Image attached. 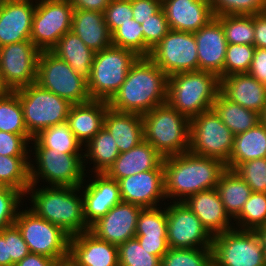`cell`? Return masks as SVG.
Returning a JSON list of instances; mask_svg holds the SVG:
<instances>
[{
    "mask_svg": "<svg viewBox=\"0 0 266 266\" xmlns=\"http://www.w3.org/2000/svg\"><path fill=\"white\" fill-rule=\"evenodd\" d=\"M253 231L256 234V236L259 238L261 247L263 249L264 262L266 266V224L255 228Z\"/></svg>",
    "mask_w": 266,
    "mask_h": 266,
    "instance_id": "59",
    "label": "cell"
},
{
    "mask_svg": "<svg viewBox=\"0 0 266 266\" xmlns=\"http://www.w3.org/2000/svg\"><path fill=\"white\" fill-rule=\"evenodd\" d=\"M214 17L254 15L266 11V0H210Z\"/></svg>",
    "mask_w": 266,
    "mask_h": 266,
    "instance_id": "44",
    "label": "cell"
},
{
    "mask_svg": "<svg viewBox=\"0 0 266 266\" xmlns=\"http://www.w3.org/2000/svg\"><path fill=\"white\" fill-rule=\"evenodd\" d=\"M0 131L22 135L28 142L33 139L27 131L22 106L14 91L0 95Z\"/></svg>",
    "mask_w": 266,
    "mask_h": 266,
    "instance_id": "36",
    "label": "cell"
},
{
    "mask_svg": "<svg viewBox=\"0 0 266 266\" xmlns=\"http://www.w3.org/2000/svg\"><path fill=\"white\" fill-rule=\"evenodd\" d=\"M220 79L219 92L230 101L260 114L266 106V85L249 73L228 75Z\"/></svg>",
    "mask_w": 266,
    "mask_h": 266,
    "instance_id": "24",
    "label": "cell"
},
{
    "mask_svg": "<svg viewBox=\"0 0 266 266\" xmlns=\"http://www.w3.org/2000/svg\"><path fill=\"white\" fill-rule=\"evenodd\" d=\"M86 149L83 157L93 160L95 173H106L120 154L116 141L105 127L87 143Z\"/></svg>",
    "mask_w": 266,
    "mask_h": 266,
    "instance_id": "34",
    "label": "cell"
},
{
    "mask_svg": "<svg viewBox=\"0 0 266 266\" xmlns=\"http://www.w3.org/2000/svg\"><path fill=\"white\" fill-rule=\"evenodd\" d=\"M184 203L200 219L203 227L214 237L232 228L217 189H207L190 196Z\"/></svg>",
    "mask_w": 266,
    "mask_h": 266,
    "instance_id": "25",
    "label": "cell"
},
{
    "mask_svg": "<svg viewBox=\"0 0 266 266\" xmlns=\"http://www.w3.org/2000/svg\"><path fill=\"white\" fill-rule=\"evenodd\" d=\"M168 77L199 70L194 33L169 30L148 56Z\"/></svg>",
    "mask_w": 266,
    "mask_h": 266,
    "instance_id": "14",
    "label": "cell"
},
{
    "mask_svg": "<svg viewBox=\"0 0 266 266\" xmlns=\"http://www.w3.org/2000/svg\"><path fill=\"white\" fill-rule=\"evenodd\" d=\"M260 122L266 127V106L262 110V112L259 114Z\"/></svg>",
    "mask_w": 266,
    "mask_h": 266,
    "instance_id": "62",
    "label": "cell"
},
{
    "mask_svg": "<svg viewBox=\"0 0 266 266\" xmlns=\"http://www.w3.org/2000/svg\"><path fill=\"white\" fill-rule=\"evenodd\" d=\"M27 159L28 156L0 155V186L12 187L25 194L31 184Z\"/></svg>",
    "mask_w": 266,
    "mask_h": 266,
    "instance_id": "35",
    "label": "cell"
},
{
    "mask_svg": "<svg viewBox=\"0 0 266 266\" xmlns=\"http://www.w3.org/2000/svg\"><path fill=\"white\" fill-rule=\"evenodd\" d=\"M34 187L35 185H30L26 191L28 194L32 192L31 211L61 227L70 236L89 231L90 227L84 218L83 198L75 194L81 190V186H51L36 191Z\"/></svg>",
    "mask_w": 266,
    "mask_h": 266,
    "instance_id": "3",
    "label": "cell"
},
{
    "mask_svg": "<svg viewBox=\"0 0 266 266\" xmlns=\"http://www.w3.org/2000/svg\"><path fill=\"white\" fill-rule=\"evenodd\" d=\"M144 140L164 158L189 150L190 119L167 103L142 115Z\"/></svg>",
    "mask_w": 266,
    "mask_h": 266,
    "instance_id": "5",
    "label": "cell"
},
{
    "mask_svg": "<svg viewBox=\"0 0 266 266\" xmlns=\"http://www.w3.org/2000/svg\"><path fill=\"white\" fill-rule=\"evenodd\" d=\"M220 90L219 77L208 71H190L168 77L166 103L191 119L212 109Z\"/></svg>",
    "mask_w": 266,
    "mask_h": 266,
    "instance_id": "4",
    "label": "cell"
},
{
    "mask_svg": "<svg viewBox=\"0 0 266 266\" xmlns=\"http://www.w3.org/2000/svg\"><path fill=\"white\" fill-rule=\"evenodd\" d=\"M163 169L166 198L180 197L179 202H184L195 193L215 189L227 168L218 159L187 151L164 158Z\"/></svg>",
    "mask_w": 266,
    "mask_h": 266,
    "instance_id": "2",
    "label": "cell"
},
{
    "mask_svg": "<svg viewBox=\"0 0 266 266\" xmlns=\"http://www.w3.org/2000/svg\"><path fill=\"white\" fill-rule=\"evenodd\" d=\"M0 233L5 240H8L9 256L15 265L30 253L28 245L15 224L4 228Z\"/></svg>",
    "mask_w": 266,
    "mask_h": 266,
    "instance_id": "50",
    "label": "cell"
},
{
    "mask_svg": "<svg viewBox=\"0 0 266 266\" xmlns=\"http://www.w3.org/2000/svg\"><path fill=\"white\" fill-rule=\"evenodd\" d=\"M214 266H265L263 249L253 230L231 229L215 235Z\"/></svg>",
    "mask_w": 266,
    "mask_h": 266,
    "instance_id": "12",
    "label": "cell"
},
{
    "mask_svg": "<svg viewBox=\"0 0 266 266\" xmlns=\"http://www.w3.org/2000/svg\"><path fill=\"white\" fill-rule=\"evenodd\" d=\"M138 58L135 52L113 45L95 52L90 77L87 80L91 99L108 102L119 90Z\"/></svg>",
    "mask_w": 266,
    "mask_h": 266,
    "instance_id": "6",
    "label": "cell"
},
{
    "mask_svg": "<svg viewBox=\"0 0 266 266\" xmlns=\"http://www.w3.org/2000/svg\"><path fill=\"white\" fill-rule=\"evenodd\" d=\"M113 46L129 49L139 57H148L151 49L144 42L143 26L130 19L111 34Z\"/></svg>",
    "mask_w": 266,
    "mask_h": 266,
    "instance_id": "38",
    "label": "cell"
},
{
    "mask_svg": "<svg viewBox=\"0 0 266 266\" xmlns=\"http://www.w3.org/2000/svg\"><path fill=\"white\" fill-rule=\"evenodd\" d=\"M243 230H254L266 224V193L252 192L240 214L235 218ZM244 226V227H243Z\"/></svg>",
    "mask_w": 266,
    "mask_h": 266,
    "instance_id": "41",
    "label": "cell"
},
{
    "mask_svg": "<svg viewBox=\"0 0 266 266\" xmlns=\"http://www.w3.org/2000/svg\"><path fill=\"white\" fill-rule=\"evenodd\" d=\"M36 83L59 97L67 99L71 104H82L92 100L88 92L87 80L51 51L40 52Z\"/></svg>",
    "mask_w": 266,
    "mask_h": 266,
    "instance_id": "8",
    "label": "cell"
},
{
    "mask_svg": "<svg viewBox=\"0 0 266 266\" xmlns=\"http://www.w3.org/2000/svg\"><path fill=\"white\" fill-rule=\"evenodd\" d=\"M123 202L141 208H155L160 199H166L164 170H148L118 180Z\"/></svg>",
    "mask_w": 266,
    "mask_h": 266,
    "instance_id": "18",
    "label": "cell"
},
{
    "mask_svg": "<svg viewBox=\"0 0 266 266\" xmlns=\"http://www.w3.org/2000/svg\"><path fill=\"white\" fill-rule=\"evenodd\" d=\"M14 92L19 97L27 131L33 138L40 131L67 121L72 104L36 82Z\"/></svg>",
    "mask_w": 266,
    "mask_h": 266,
    "instance_id": "7",
    "label": "cell"
},
{
    "mask_svg": "<svg viewBox=\"0 0 266 266\" xmlns=\"http://www.w3.org/2000/svg\"><path fill=\"white\" fill-rule=\"evenodd\" d=\"M164 157L143 140L127 152L120 153L106 174L118 181L148 170H164Z\"/></svg>",
    "mask_w": 266,
    "mask_h": 266,
    "instance_id": "26",
    "label": "cell"
},
{
    "mask_svg": "<svg viewBox=\"0 0 266 266\" xmlns=\"http://www.w3.org/2000/svg\"><path fill=\"white\" fill-rule=\"evenodd\" d=\"M212 109L234 135L243 133L260 122L257 112L230 101L220 92L216 96Z\"/></svg>",
    "mask_w": 266,
    "mask_h": 266,
    "instance_id": "33",
    "label": "cell"
},
{
    "mask_svg": "<svg viewBox=\"0 0 266 266\" xmlns=\"http://www.w3.org/2000/svg\"><path fill=\"white\" fill-rule=\"evenodd\" d=\"M24 194L12 187L0 186V232L14 224L18 204Z\"/></svg>",
    "mask_w": 266,
    "mask_h": 266,
    "instance_id": "47",
    "label": "cell"
},
{
    "mask_svg": "<svg viewBox=\"0 0 266 266\" xmlns=\"http://www.w3.org/2000/svg\"><path fill=\"white\" fill-rule=\"evenodd\" d=\"M37 170L30 163V185H36L40 177L51 186H83L84 161L81 154H63L55 149L42 147L34 138Z\"/></svg>",
    "mask_w": 266,
    "mask_h": 266,
    "instance_id": "11",
    "label": "cell"
},
{
    "mask_svg": "<svg viewBox=\"0 0 266 266\" xmlns=\"http://www.w3.org/2000/svg\"><path fill=\"white\" fill-rule=\"evenodd\" d=\"M28 141L18 134L0 131L1 156H27Z\"/></svg>",
    "mask_w": 266,
    "mask_h": 266,
    "instance_id": "51",
    "label": "cell"
},
{
    "mask_svg": "<svg viewBox=\"0 0 266 266\" xmlns=\"http://www.w3.org/2000/svg\"><path fill=\"white\" fill-rule=\"evenodd\" d=\"M36 2L30 40L40 51H50L71 30L74 8L67 0Z\"/></svg>",
    "mask_w": 266,
    "mask_h": 266,
    "instance_id": "13",
    "label": "cell"
},
{
    "mask_svg": "<svg viewBox=\"0 0 266 266\" xmlns=\"http://www.w3.org/2000/svg\"><path fill=\"white\" fill-rule=\"evenodd\" d=\"M95 175L97 178L83 191L84 218L89 227L122 201L118 181L106 173Z\"/></svg>",
    "mask_w": 266,
    "mask_h": 266,
    "instance_id": "23",
    "label": "cell"
},
{
    "mask_svg": "<svg viewBox=\"0 0 266 266\" xmlns=\"http://www.w3.org/2000/svg\"><path fill=\"white\" fill-rule=\"evenodd\" d=\"M0 266H15L9 256L8 240L0 233Z\"/></svg>",
    "mask_w": 266,
    "mask_h": 266,
    "instance_id": "58",
    "label": "cell"
},
{
    "mask_svg": "<svg viewBox=\"0 0 266 266\" xmlns=\"http://www.w3.org/2000/svg\"><path fill=\"white\" fill-rule=\"evenodd\" d=\"M167 84L168 76L149 57H139L108 105L120 112L143 115L166 103Z\"/></svg>",
    "mask_w": 266,
    "mask_h": 266,
    "instance_id": "1",
    "label": "cell"
},
{
    "mask_svg": "<svg viewBox=\"0 0 266 266\" xmlns=\"http://www.w3.org/2000/svg\"><path fill=\"white\" fill-rule=\"evenodd\" d=\"M136 235L167 236V211L143 208L137 220Z\"/></svg>",
    "mask_w": 266,
    "mask_h": 266,
    "instance_id": "45",
    "label": "cell"
},
{
    "mask_svg": "<svg viewBox=\"0 0 266 266\" xmlns=\"http://www.w3.org/2000/svg\"><path fill=\"white\" fill-rule=\"evenodd\" d=\"M108 102L104 100H91L82 104H72L67 124L76 139L86 144L104 127Z\"/></svg>",
    "mask_w": 266,
    "mask_h": 266,
    "instance_id": "27",
    "label": "cell"
},
{
    "mask_svg": "<svg viewBox=\"0 0 266 266\" xmlns=\"http://www.w3.org/2000/svg\"><path fill=\"white\" fill-rule=\"evenodd\" d=\"M142 209L140 206L121 201L95 221L89 231L99 239L119 246L135 238L137 220Z\"/></svg>",
    "mask_w": 266,
    "mask_h": 266,
    "instance_id": "17",
    "label": "cell"
},
{
    "mask_svg": "<svg viewBox=\"0 0 266 266\" xmlns=\"http://www.w3.org/2000/svg\"><path fill=\"white\" fill-rule=\"evenodd\" d=\"M57 262V259H53L45 255L29 253L15 266H55Z\"/></svg>",
    "mask_w": 266,
    "mask_h": 266,
    "instance_id": "57",
    "label": "cell"
},
{
    "mask_svg": "<svg viewBox=\"0 0 266 266\" xmlns=\"http://www.w3.org/2000/svg\"><path fill=\"white\" fill-rule=\"evenodd\" d=\"M68 259L75 266H119L118 246L85 231L70 237Z\"/></svg>",
    "mask_w": 266,
    "mask_h": 266,
    "instance_id": "19",
    "label": "cell"
},
{
    "mask_svg": "<svg viewBox=\"0 0 266 266\" xmlns=\"http://www.w3.org/2000/svg\"><path fill=\"white\" fill-rule=\"evenodd\" d=\"M257 48H266V11L254 14V42Z\"/></svg>",
    "mask_w": 266,
    "mask_h": 266,
    "instance_id": "55",
    "label": "cell"
},
{
    "mask_svg": "<svg viewBox=\"0 0 266 266\" xmlns=\"http://www.w3.org/2000/svg\"><path fill=\"white\" fill-rule=\"evenodd\" d=\"M141 25L143 26L144 42L151 50L170 30L163 8L151 18L143 21Z\"/></svg>",
    "mask_w": 266,
    "mask_h": 266,
    "instance_id": "48",
    "label": "cell"
},
{
    "mask_svg": "<svg viewBox=\"0 0 266 266\" xmlns=\"http://www.w3.org/2000/svg\"><path fill=\"white\" fill-rule=\"evenodd\" d=\"M32 0H3L0 5V47L30 40L36 4Z\"/></svg>",
    "mask_w": 266,
    "mask_h": 266,
    "instance_id": "21",
    "label": "cell"
},
{
    "mask_svg": "<svg viewBox=\"0 0 266 266\" xmlns=\"http://www.w3.org/2000/svg\"><path fill=\"white\" fill-rule=\"evenodd\" d=\"M248 73L266 85V48L256 47Z\"/></svg>",
    "mask_w": 266,
    "mask_h": 266,
    "instance_id": "54",
    "label": "cell"
},
{
    "mask_svg": "<svg viewBox=\"0 0 266 266\" xmlns=\"http://www.w3.org/2000/svg\"><path fill=\"white\" fill-rule=\"evenodd\" d=\"M135 238L150 254L158 256L160 259L169 250L167 236L136 235Z\"/></svg>",
    "mask_w": 266,
    "mask_h": 266,
    "instance_id": "53",
    "label": "cell"
},
{
    "mask_svg": "<svg viewBox=\"0 0 266 266\" xmlns=\"http://www.w3.org/2000/svg\"><path fill=\"white\" fill-rule=\"evenodd\" d=\"M55 266H75L69 259L58 261Z\"/></svg>",
    "mask_w": 266,
    "mask_h": 266,
    "instance_id": "60",
    "label": "cell"
},
{
    "mask_svg": "<svg viewBox=\"0 0 266 266\" xmlns=\"http://www.w3.org/2000/svg\"><path fill=\"white\" fill-rule=\"evenodd\" d=\"M50 51L67 62L78 75L89 79L95 52L73 31L66 32Z\"/></svg>",
    "mask_w": 266,
    "mask_h": 266,
    "instance_id": "30",
    "label": "cell"
},
{
    "mask_svg": "<svg viewBox=\"0 0 266 266\" xmlns=\"http://www.w3.org/2000/svg\"><path fill=\"white\" fill-rule=\"evenodd\" d=\"M133 19L139 24L151 18L162 8V0H130Z\"/></svg>",
    "mask_w": 266,
    "mask_h": 266,
    "instance_id": "52",
    "label": "cell"
},
{
    "mask_svg": "<svg viewBox=\"0 0 266 266\" xmlns=\"http://www.w3.org/2000/svg\"><path fill=\"white\" fill-rule=\"evenodd\" d=\"M71 31L94 52L112 45L111 34L102 12L74 9Z\"/></svg>",
    "mask_w": 266,
    "mask_h": 266,
    "instance_id": "29",
    "label": "cell"
},
{
    "mask_svg": "<svg viewBox=\"0 0 266 266\" xmlns=\"http://www.w3.org/2000/svg\"><path fill=\"white\" fill-rule=\"evenodd\" d=\"M229 44L253 45L254 15H223L216 17Z\"/></svg>",
    "mask_w": 266,
    "mask_h": 266,
    "instance_id": "39",
    "label": "cell"
},
{
    "mask_svg": "<svg viewBox=\"0 0 266 266\" xmlns=\"http://www.w3.org/2000/svg\"><path fill=\"white\" fill-rule=\"evenodd\" d=\"M119 266H161V259L150 254L136 238L118 246Z\"/></svg>",
    "mask_w": 266,
    "mask_h": 266,
    "instance_id": "42",
    "label": "cell"
},
{
    "mask_svg": "<svg viewBox=\"0 0 266 266\" xmlns=\"http://www.w3.org/2000/svg\"><path fill=\"white\" fill-rule=\"evenodd\" d=\"M173 203L166 207L169 248H212L213 237L203 227L200 219L186 203Z\"/></svg>",
    "mask_w": 266,
    "mask_h": 266,
    "instance_id": "16",
    "label": "cell"
},
{
    "mask_svg": "<svg viewBox=\"0 0 266 266\" xmlns=\"http://www.w3.org/2000/svg\"><path fill=\"white\" fill-rule=\"evenodd\" d=\"M255 49L254 45L228 43L223 78L232 74L248 73Z\"/></svg>",
    "mask_w": 266,
    "mask_h": 266,
    "instance_id": "43",
    "label": "cell"
},
{
    "mask_svg": "<svg viewBox=\"0 0 266 266\" xmlns=\"http://www.w3.org/2000/svg\"><path fill=\"white\" fill-rule=\"evenodd\" d=\"M266 158V127L259 122L251 129L234 137L233 151L227 169L235 170L241 163Z\"/></svg>",
    "mask_w": 266,
    "mask_h": 266,
    "instance_id": "31",
    "label": "cell"
},
{
    "mask_svg": "<svg viewBox=\"0 0 266 266\" xmlns=\"http://www.w3.org/2000/svg\"><path fill=\"white\" fill-rule=\"evenodd\" d=\"M197 45L199 70L208 71L223 78V68L228 42L221 22L212 18L194 33Z\"/></svg>",
    "mask_w": 266,
    "mask_h": 266,
    "instance_id": "20",
    "label": "cell"
},
{
    "mask_svg": "<svg viewBox=\"0 0 266 266\" xmlns=\"http://www.w3.org/2000/svg\"><path fill=\"white\" fill-rule=\"evenodd\" d=\"M171 30L195 33L214 18L210 0H162Z\"/></svg>",
    "mask_w": 266,
    "mask_h": 266,
    "instance_id": "22",
    "label": "cell"
},
{
    "mask_svg": "<svg viewBox=\"0 0 266 266\" xmlns=\"http://www.w3.org/2000/svg\"><path fill=\"white\" fill-rule=\"evenodd\" d=\"M234 171L247 183L252 192L266 193V158L241 163Z\"/></svg>",
    "mask_w": 266,
    "mask_h": 266,
    "instance_id": "46",
    "label": "cell"
},
{
    "mask_svg": "<svg viewBox=\"0 0 266 266\" xmlns=\"http://www.w3.org/2000/svg\"><path fill=\"white\" fill-rule=\"evenodd\" d=\"M104 127L116 141L120 153L131 150L144 140L143 119L138 113L120 112L108 107Z\"/></svg>",
    "mask_w": 266,
    "mask_h": 266,
    "instance_id": "28",
    "label": "cell"
},
{
    "mask_svg": "<svg viewBox=\"0 0 266 266\" xmlns=\"http://www.w3.org/2000/svg\"><path fill=\"white\" fill-rule=\"evenodd\" d=\"M34 139L44 148L55 149L63 154H80L82 144L76 139L67 122L40 131Z\"/></svg>",
    "mask_w": 266,
    "mask_h": 266,
    "instance_id": "37",
    "label": "cell"
},
{
    "mask_svg": "<svg viewBox=\"0 0 266 266\" xmlns=\"http://www.w3.org/2000/svg\"><path fill=\"white\" fill-rule=\"evenodd\" d=\"M75 10H91L104 13L111 0H67Z\"/></svg>",
    "mask_w": 266,
    "mask_h": 266,
    "instance_id": "56",
    "label": "cell"
},
{
    "mask_svg": "<svg viewBox=\"0 0 266 266\" xmlns=\"http://www.w3.org/2000/svg\"><path fill=\"white\" fill-rule=\"evenodd\" d=\"M40 52L31 40L0 47L1 78L9 91L36 82Z\"/></svg>",
    "mask_w": 266,
    "mask_h": 266,
    "instance_id": "15",
    "label": "cell"
},
{
    "mask_svg": "<svg viewBox=\"0 0 266 266\" xmlns=\"http://www.w3.org/2000/svg\"><path fill=\"white\" fill-rule=\"evenodd\" d=\"M216 189L220 195L226 213L236 218L252 190L247 183L234 171L226 169L220 176Z\"/></svg>",
    "mask_w": 266,
    "mask_h": 266,
    "instance_id": "32",
    "label": "cell"
},
{
    "mask_svg": "<svg viewBox=\"0 0 266 266\" xmlns=\"http://www.w3.org/2000/svg\"><path fill=\"white\" fill-rule=\"evenodd\" d=\"M105 22L110 34L122 24L133 19L130 0H111L104 11Z\"/></svg>",
    "mask_w": 266,
    "mask_h": 266,
    "instance_id": "49",
    "label": "cell"
},
{
    "mask_svg": "<svg viewBox=\"0 0 266 266\" xmlns=\"http://www.w3.org/2000/svg\"><path fill=\"white\" fill-rule=\"evenodd\" d=\"M161 266H214L212 248H169Z\"/></svg>",
    "mask_w": 266,
    "mask_h": 266,
    "instance_id": "40",
    "label": "cell"
},
{
    "mask_svg": "<svg viewBox=\"0 0 266 266\" xmlns=\"http://www.w3.org/2000/svg\"><path fill=\"white\" fill-rule=\"evenodd\" d=\"M14 224L28 245L30 253L62 261L69 257L70 235L61 227L36 215L33 211L18 212Z\"/></svg>",
    "mask_w": 266,
    "mask_h": 266,
    "instance_id": "10",
    "label": "cell"
},
{
    "mask_svg": "<svg viewBox=\"0 0 266 266\" xmlns=\"http://www.w3.org/2000/svg\"><path fill=\"white\" fill-rule=\"evenodd\" d=\"M7 92H9V90L6 88L0 73V95L6 94Z\"/></svg>",
    "mask_w": 266,
    "mask_h": 266,
    "instance_id": "61",
    "label": "cell"
},
{
    "mask_svg": "<svg viewBox=\"0 0 266 266\" xmlns=\"http://www.w3.org/2000/svg\"><path fill=\"white\" fill-rule=\"evenodd\" d=\"M234 137L215 111L210 109L190 119L188 151L226 164L233 151Z\"/></svg>",
    "mask_w": 266,
    "mask_h": 266,
    "instance_id": "9",
    "label": "cell"
}]
</instances>
